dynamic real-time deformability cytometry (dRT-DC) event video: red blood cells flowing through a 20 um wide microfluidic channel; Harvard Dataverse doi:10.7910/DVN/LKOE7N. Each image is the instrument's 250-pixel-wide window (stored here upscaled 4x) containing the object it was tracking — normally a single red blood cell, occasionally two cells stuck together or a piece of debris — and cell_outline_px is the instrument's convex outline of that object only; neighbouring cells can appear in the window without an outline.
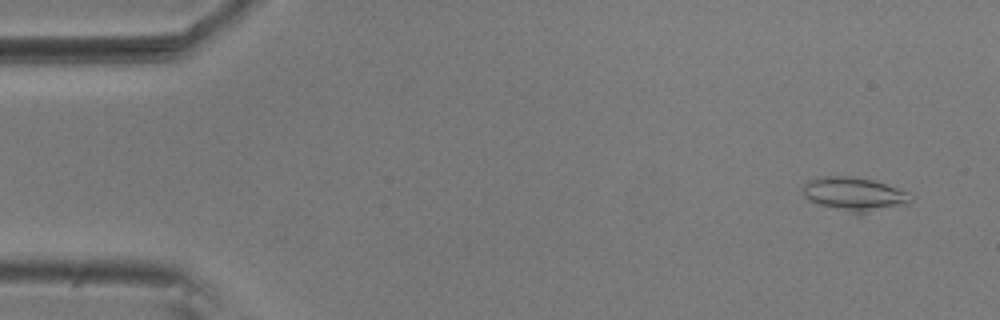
{"species": "common noctule bat (a hibernating species)", "species_latin": "Nyctalus noctula", "temperature_condition": "room temperature", "stored_images_in_passage": 9, "camera_frame_rate_fps": 3000, "um_per_image_px": 0.085, "animal": {"sex": "male", "body_mass_g": 20.5, "forearm_length_mm": 52.5}, "frame": {"image": 1, "passage_image": 3, "time_ms": 0.667, "image_size_px": [1000, 320], "cell_outline_px": [[912, 200], [908, 204], [860, 216], [820, 204], [804, 196], [804, 184], [808, 180], [824, 176], [848, 176], [872, 180], [908, 192]], "centroid_in_image_um": [72.66, 16.53], "position_along_channel_um": 12.3, "area_um2": 21.21}}